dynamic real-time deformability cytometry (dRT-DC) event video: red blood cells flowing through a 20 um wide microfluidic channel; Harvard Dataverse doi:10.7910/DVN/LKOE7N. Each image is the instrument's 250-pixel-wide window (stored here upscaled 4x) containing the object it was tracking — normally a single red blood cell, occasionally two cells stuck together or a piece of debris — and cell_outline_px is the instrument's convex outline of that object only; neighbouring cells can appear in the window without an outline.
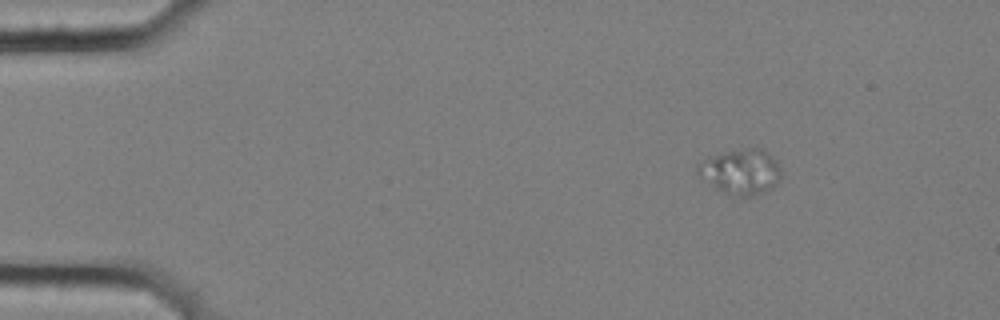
{"species": "common noctule bat (a hibernating species)", "species_latin": "Nyctalus noctula", "temperature_condition": "cold", "stored_images_in_passage": 6, "camera_frame_rate_fps": 3000, "um_per_image_px": 0.085, "animal": {"sex": "female", "body_mass_g": 25.1}, "frame": {"image": 1, "passage_image": 3, "time_ms": 0.667, "image_size_px": [1000, 320], "cell_outline_px": [[780, 176], [776, 184], [772, 188], [764, 192], [752, 196], [732, 196], [716, 188], [696, 172], [696, 168], [704, 160], [724, 152], [748, 148], [764, 148], [776, 160], [780, 168]], "centroid_in_image_um": [63.02, 14.6], "position_along_channel_um": 22.0, "area_um2": 21.68}}
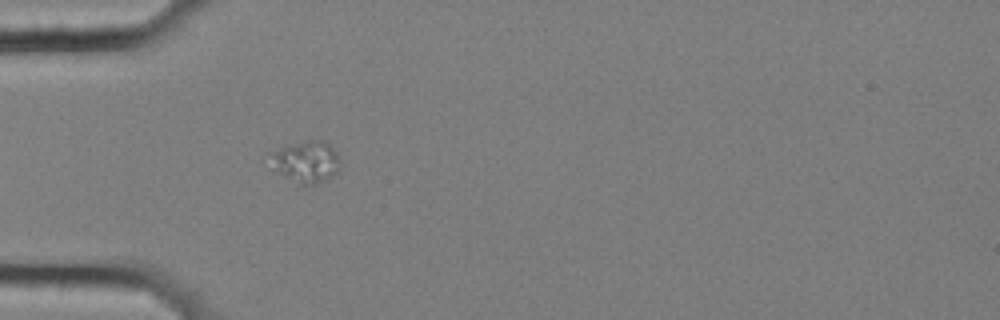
{"frame": {"image": 2, "passage_image": 6, "time_ms": 1.667, "image_size_px": [1000, 320], "cell_outline_px": [[340, 168], [332, 176], [316, 184], [300, 188], [280, 172], [276, 168], [268, 152], [308, 140], [324, 140], [336, 152], [340, 160]], "centroid_in_image_um": [26.06, 13.79], "position_along_channel_um": 58.9, "area_um2": 16.88}}